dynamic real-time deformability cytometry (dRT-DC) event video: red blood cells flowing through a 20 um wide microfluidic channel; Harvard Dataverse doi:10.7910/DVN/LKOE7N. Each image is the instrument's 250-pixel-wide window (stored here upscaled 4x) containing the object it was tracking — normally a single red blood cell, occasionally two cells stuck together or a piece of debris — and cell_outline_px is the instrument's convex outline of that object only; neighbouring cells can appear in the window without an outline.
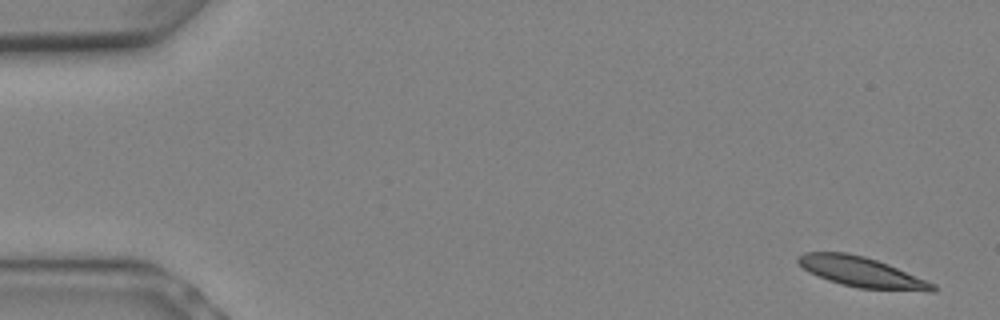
{"species": "Egyptian fruit bat (a non-hibernating species)", "species_latin": "Rousettus aegyptiacus", "temperature_condition": "warm", "stored_images_in_passage": 9, "camera_frame_rate_fps": 3000, "um_per_image_px": 0.085, "animal": {"sex": "female"}, "frame": {"image": 1, "passage_image": 1, "time_ms": 0.0, "image_size_px": [1000, 320], "cell_outline_px": [[936, 292], [928, 292], [856, 288], [840, 284], [828, 280], [808, 272], [796, 260], [804, 252], [848, 252], [864, 256], [888, 264], [936, 284]], "centroid_in_image_um": [73.28, 23.14], "position_along_channel_um": 11.7, "area_um2": 23.81}}
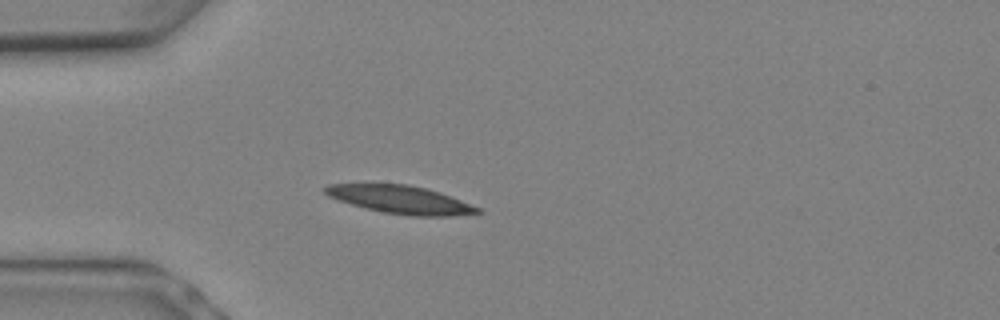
{"frame": {"image": 2, "passage_image": 6, "time_ms": 1.667, "image_size_px": [1000, 320], "cell_outline_px": [[484, 212], [452, 216], [412, 216], [384, 212], [364, 208], [328, 196], [324, 192], [324, 188], [328, 184], [408, 184], [428, 188], [440, 192], [480, 208]], "centroid_in_image_um": [34.07, 16.96], "position_along_channel_um": 50.9, "area_um2": 24.74}}
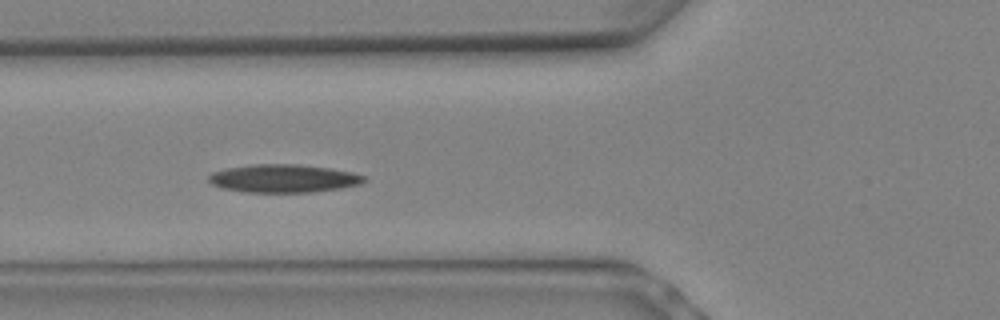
{"frame": {"image": 3, "passage_image": 8, "time_ms": 2.333, "image_size_px": [1000, 320], "cell_outline_px": [[368, 180], [360, 184], [340, 188], [312, 192], [244, 192], [220, 188], [212, 184], [208, 180], [208, 176], [212, 172], [224, 168], [252, 164], [296, 164], [328, 168], [352, 172], [364, 176]], "centroid_in_image_um": [24.05, 15.17], "position_along_channel_um": 101.7, "area_um2": 25.55}}